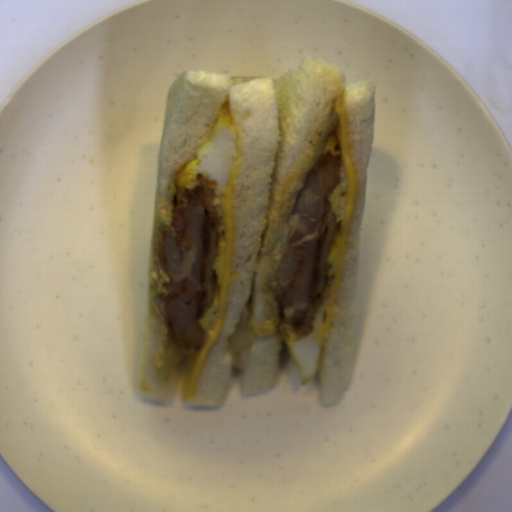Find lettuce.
Masks as SVG:
<instances>
[{
    "instance_id": "lettuce-1",
    "label": "lettuce",
    "mask_w": 512,
    "mask_h": 512,
    "mask_svg": "<svg viewBox=\"0 0 512 512\" xmlns=\"http://www.w3.org/2000/svg\"><path fill=\"white\" fill-rule=\"evenodd\" d=\"M279 323L278 317L274 316L263 322H256L252 312V300L247 301L241 318L228 339L233 365L244 371L247 345L278 331Z\"/></svg>"
}]
</instances>
